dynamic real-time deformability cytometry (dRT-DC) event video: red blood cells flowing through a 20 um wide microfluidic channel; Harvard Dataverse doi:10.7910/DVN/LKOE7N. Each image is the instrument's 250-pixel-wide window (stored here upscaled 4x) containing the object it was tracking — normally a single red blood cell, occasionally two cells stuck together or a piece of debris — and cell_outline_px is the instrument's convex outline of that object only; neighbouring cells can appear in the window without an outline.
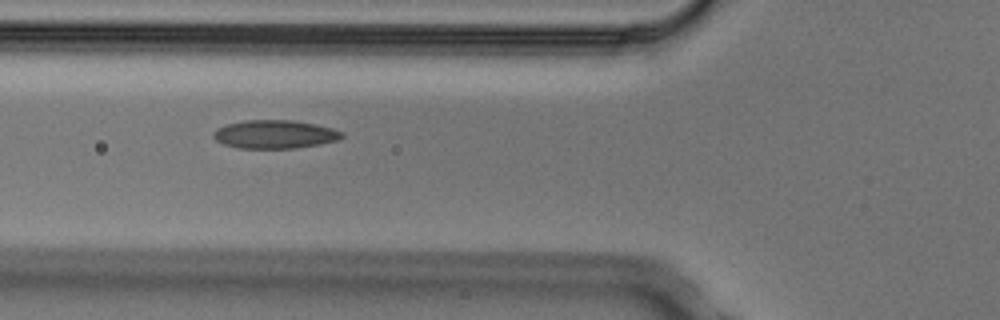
{"species": "Egyptian fruit bat (a non-hibernating species)", "species_latin": "Rousettus aegyptiacus", "temperature_condition": "cold", "stored_images_in_passage": 5, "camera_frame_rate_fps": 3000, "um_per_image_px": 0.085, "animal": {"sex": "male"}, "frame": {"image": 1, "passage_image": 2, "time_ms": 0.333, "image_size_px": [1000, 320], "cell_outline_px": [[344, 136], [340, 140], [320, 144], [296, 148], [236, 148], [224, 144], [216, 140], [212, 136], [212, 132], [216, 128], [224, 124], [244, 120], [292, 120], [316, 124], [332, 128], [344, 132]], "centroid_in_image_um": [23.35, 11.41], "position_along_channel_um": 102.5, "area_um2": 21.56}}
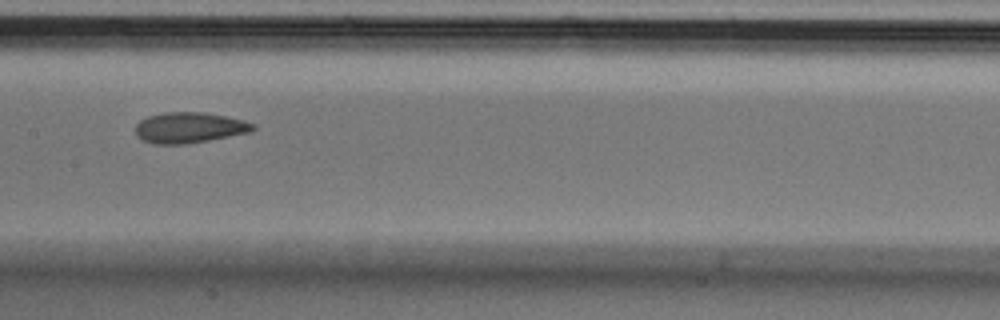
{"frame": {"image": 2, "passage_image": 4, "time_ms": 1.0, "image_size_px": [1000, 320], "cell_outline_px": [[256, 128], [252, 132], [188, 144], [156, 144], [144, 140], [136, 136], [136, 124], [140, 120], [148, 116], [164, 112], [204, 112], [244, 120], [256, 124]], "centroid_in_image_um": [16.12, 10.85], "position_along_channel_um": 191.3, "area_um2": 21.15}}
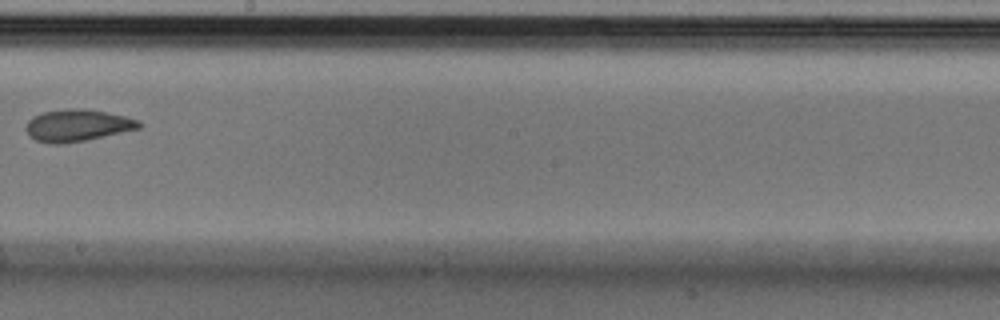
{"frame": {"image": 3, "passage_image": 5, "time_ms": 1.333, "image_size_px": [1000, 320], "cell_outline_px": [[144, 124], [140, 128], [84, 140], [60, 144], [52, 144], [36, 140], [24, 128], [28, 120], [32, 116], [44, 112], [64, 108], [84, 108], [108, 112], [140, 120]], "centroid_in_image_um": [6.59, 10.63], "position_along_channel_um": 241.6, "area_um2": 21.04}}